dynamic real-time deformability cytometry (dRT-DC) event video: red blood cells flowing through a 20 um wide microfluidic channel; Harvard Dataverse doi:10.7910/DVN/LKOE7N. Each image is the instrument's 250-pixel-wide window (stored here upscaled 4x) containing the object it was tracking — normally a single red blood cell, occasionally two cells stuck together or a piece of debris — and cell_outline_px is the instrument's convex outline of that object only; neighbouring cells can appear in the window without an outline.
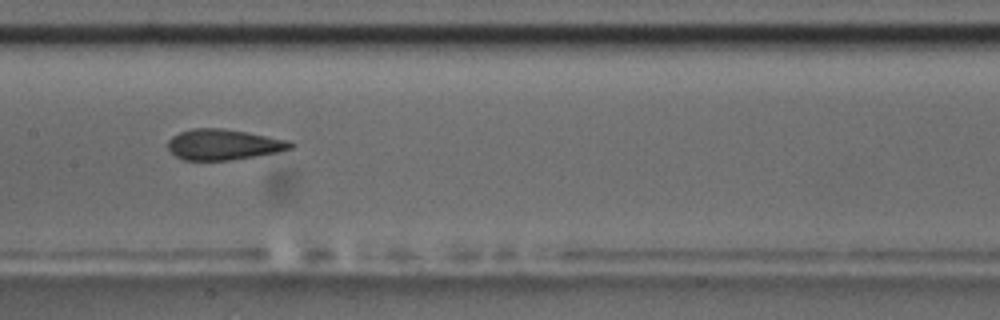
{"species": "common noctule bat (a hibernating species)", "species_latin": "Nyctalus noctula", "temperature_condition": "room temperature", "stored_images_in_passage": 7, "camera_frame_rate_fps": 3000, "um_per_image_px": 0.085, "animal": {"sex": "male", "body_mass_g": 17.5, "forearm_length_mm": 52.3}, "frame": {"image": 1, "passage_image": 6, "time_ms": 5.667, "image_size_px": [1000, 320], "cell_outline_px": [[296, 144], [292, 148], [280, 152], [256, 156], [228, 160], [184, 160], [176, 156], [168, 148], [168, 140], [172, 136], [180, 132], [192, 128], [220, 128], [292, 140]], "centroid_in_image_um": [19.04, 12.29], "position_along_channel_um": 188.4, "area_um2": 21.96}}